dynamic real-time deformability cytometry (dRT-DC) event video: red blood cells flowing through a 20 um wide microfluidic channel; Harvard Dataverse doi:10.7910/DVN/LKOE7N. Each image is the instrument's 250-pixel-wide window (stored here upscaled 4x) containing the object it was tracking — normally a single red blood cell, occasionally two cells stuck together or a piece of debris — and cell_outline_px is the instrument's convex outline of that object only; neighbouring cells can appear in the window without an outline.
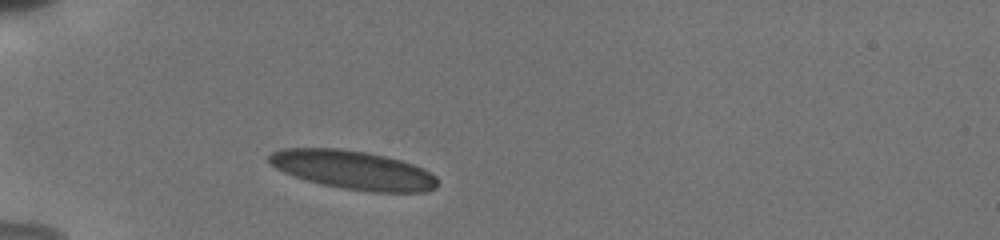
{"species": "human", "species_latin": "Homo sapiens", "temperature_condition": "cold", "stored_images_in_passage": 4, "camera_frame_rate_fps": 3000, "um_per_image_px": 0.085, "donor": {"sex": "male"}, "frame": {"image": 1, "passage_image": 1, "time_ms": 0.0, "image_size_px": [1000, 240], "cell_outline_px": [[436, 188], [424, 192], [372, 192], [344, 188], [324, 184], [308, 180], [284, 172], [276, 168], [268, 160], [268, 156], [272, 152], [284, 148], [340, 148], [364, 152], [384, 156], [400, 160], [424, 168], [432, 172], [436, 176]], "centroid_in_image_um": [30.05, 14.44], "position_along_channel_um": 55.0, "area_um2": 37.63}}